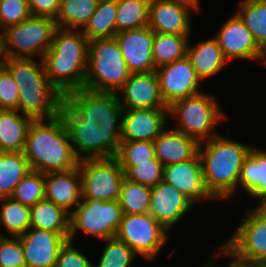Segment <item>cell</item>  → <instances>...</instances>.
<instances>
[{
  "label": "cell",
  "instance_id": "cell-1",
  "mask_svg": "<svg viewBox=\"0 0 266 267\" xmlns=\"http://www.w3.org/2000/svg\"><path fill=\"white\" fill-rule=\"evenodd\" d=\"M122 110L115 93L81 88L63 96L60 115L79 160L116 156L121 142Z\"/></svg>",
  "mask_w": 266,
  "mask_h": 267
},
{
  "label": "cell",
  "instance_id": "cell-2",
  "mask_svg": "<svg viewBox=\"0 0 266 267\" xmlns=\"http://www.w3.org/2000/svg\"><path fill=\"white\" fill-rule=\"evenodd\" d=\"M23 153L30 169L43 174L73 169L79 161L60 113L49 119H33Z\"/></svg>",
  "mask_w": 266,
  "mask_h": 267
},
{
  "label": "cell",
  "instance_id": "cell-3",
  "mask_svg": "<svg viewBox=\"0 0 266 267\" xmlns=\"http://www.w3.org/2000/svg\"><path fill=\"white\" fill-rule=\"evenodd\" d=\"M89 40L82 30L57 28L43 64L51 84L63 95L84 88Z\"/></svg>",
  "mask_w": 266,
  "mask_h": 267
},
{
  "label": "cell",
  "instance_id": "cell-4",
  "mask_svg": "<svg viewBox=\"0 0 266 267\" xmlns=\"http://www.w3.org/2000/svg\"><path fill=\"white\" fill-rule=\"evenodd\" d=\"M6 58L4 66L18 86V111L33 119H49L60 113L63 95L51 84L43 60Z\"/></svg>",
  "mask_w": 266,
  "mask_h": 267
},
{
  "label": "cell",
  "instance_id": "cell-5",
  "mask_svg": "<svg viewBox=\"0 0 266 267\" xmlns=\"http://www.w3.org/2000/svg\"><path fill=\"white\" fill-rule=\"evenodd\" d=\"M251 149L252 146L219 134L199 143L198 154L202 162L205 187L214 199L233 195L242 164Z\"/></svg>",
  "mask_w": 266,
  "mask_h": 267
},
{
  "label": "cell",
  "instance_id": "cell-6",
  "mask_svg": "<svg viewBox=\"0 0 266 267\" xmlns=\"http://www.w3.org/2000/svg\"><path fill=\"white\" fill-rule=\"evenodd\" d=\"M130 74L115 37L89 41L85 89L116 94Z\"/></svg>",
  "mask_w": 266,
  "mask_h": 267
},
{
  "label": "cell",
  "instance_id": "cell-7",
  "mask_svg": "<svg viewBox=\"0 0 266 267\" xmlns=\"http://www.w3.org/2000/svg\"><path fill=\"white\" fill-rule=\"evenodd\" d=\"M216 101L213 95L199 93L172 103L168 115L179 118L176 130L202 143L217 136L212 131L226 118Z\"/></svg>",
  "mask_w": 266,
  "mask_h": 267
},
{
  "label": "cell",
  "instance_id": "cell-8",
  "mask_svg": "<svg viewBox=\"0 0 266 267\" xmlns=\"http://www.w3.org/2000/svg\"><path fill=\"white\" fill-rule=\"evenodd\" d=\"M56 29L55 19L40 16H30L17 25L5 28L2 30L5 57L32 58V55H39L43 59L51 47Z\"/></svg>",
  "mask_w": 266,
  "mask_h": 267
},
{
  "label": "cell",
  "instance_id": "cell-9",
  "mask_svg": "<svg viewBox=\"0 0 266 267\" xmlns=\"http://www.w3.org/2000/svg\"><path fill=\"white\" fill-rule=\"evenodd\" d=\"M81 201L70 213L69 240L73 242L79 229L102 240L116 237L123 216L118 200L82 198Z\"/></svg>",
  "mask_w": 266,
  "mask_h": 267
},
{
  "label": "cell",
  "instance_id": "cell-10",
  "mask_svg": "<svg viewBox=\"0 0 266 267\" xmlns=\"http://www.w3.org/2000/svg\"><path fill=\"white\" fill-rule=\"evenodd\" d=\"M78 166L82 198L118 200L125 172L115 157L81 159Z\"/></svg>",
  "mask_w": 266,
  "mask_h": 267
},
{
  "label": "cell",
  "instance_id": "cell-11",
  "mask_svg": "<svg viewBox=\"0 0 266 267\" xmlns=\"http://www.w3.org/2000/svg\"><path fill=\"white\" fill-rule=\"evenodd\" d=\"M168 230L147 214H123L116 237L137 255L152 260L169 239Z\"/></svg>",
  "mask_w": 266,
  "mask_h": 267
},
{
  "label": "cell",
  "instance_id": "cell-12",
  "mask_svg": "<svg viewBox=\"0 0 266 267\" xmlns=\"http://www.w3.org/2000/svg\"><path fill=\"white\" fill-rule=\"evenodd\" d=\"M224 246L236 257L266 266V220L251 209Z\"/></svg>",
  "mask_w": 266,
  "mask_h": 267
},
{
  "label": "cell",
  "instance_id": "cell-13",
  "mask_svg": "<svg viewBox=\"0 0 266 267\" xmlns=\"http://www.w3.org/2000/svg\"><path fill=\"white\" fill-rule=\"evenodd\" d=\"M162 100L169 107L177 100L201 93V79L186 56L156 69Z\"/></svg>",
  "mask_w": 266,
  "mask_h": 267
},
{
  "label": "cell",
  "instance_id": "cell-14",
  "mask_svg": "<svg viewBox=\"0 0 266 267\" xmlns=\"http://www.w3.org/2000/svg\"><path fill=\"white\" fill-rule=\"evenodd\" d=\"M227 61L234 59H262L266 63V53L259 47L252 32L235 13L219 29L214 37Z\"/></svg>",
  "mask_w": 266,
  "mask_h": 267
},
{
  "label": "cell",
  "instance_id": "cell-15",
  "mask_svg": "<svg viewBox=\"0 0 266 267\" xmlns=\"http://www.w3.org/2000/svg\"><path fill=\"white\" fill-rule=\"evenodd\" d=\"M19 238L26 267H55L60 248L69 240V232L30 228Z\"/></svg>",
  "mask_w": 266,
  "mask_h": 267
},
{
  "label": "cell",
  "instance_id": "cell-16",
  "mask_svg": "<svg viewBox=\"0 0 266 267\" xmlns=\"http://www.w3.org/2000/svg\"><path fill=\"white\" fill-rule=\"evenodd\" d=\"M117 94L123 109L168 108L162 100L156 71L131 73Z\"/></svg>",
  "mask_w": 266,
  "mask_h": 267
},
{
  "label": "cell",
  "instance_id": "cell-17",
  "mask_svg": "<svg viewBox=\"0 0 266 267\" xmlns=\"http://www.w3.org/2000/svg\"><path fill=\"white\" fill-rule=\"evenodd\" d=\"M115 38L131 73L156 71L152 59L153 31L148 26L119 31Z\"/></svg>",
  "mask_w": 266,
  "mask_h": 267
},
{
  "label": "cell",
  "instance_id": "cell-18",
  "mask_svg": "<svg viewBox=\"0 0 266 267\" xmlns=\"http://www.w3.org/2000/svg\"><path fill=\"white\" fill-rule=\"evenodd\" d=\"M121 141L153 142L165 129L168 108L123 109Z\"/></svg>",
  "mask_w": 266,
  "mask_h": 267
},
{
  "label": "cell",
  "instance_id": "cell-19",
  "mask_svg": "<svg viewBox=\"0 0 266 267\" xmlns=\"http://www.w3.org/2000/svg\"><path fill=\"white\" fill-rule=\"evenodd\" d=\"M193 204L188 197L163 180L151 187L149 214L167 230L176 225Z\"/></svg>",
  "mask_w": 266,
  "mask_h": 267
},
{
  "label": "cell",
  "instance_id": "cell-20",
  "mask_svg": "<svg viewBox=\"0 0 266 267\" xmlns=\"http://www.w3.org/2000/svg\"><path fill=\"white\" fill-rule=\"evenodd\" d=\"M163 181L173 185L194 204L200 199H214L205 187L199 154L190 160L165 166Z\"/></svg>",
  "mask_w": 266,
  "mask_h": 267
},
{
  "label": "cell",
  "instance_id": "cell-21",
  "mask_svg": "<svg viewBox=\"0 0 266 267\" xmlns=\"http://www.w3.org/2000/svg\"><path fill=\"white\" fill-rule=\"evenodd\" d=\"M190 10L168 0H150L148 27L157 33L190 35Z\"/></svg>",
  "mask_w": 266,
  "mask_h": 267
},
{
  "label": "cell",
  "instance_id": "cell-22",
  "mask_svg": "<svg viewBox=\"0 0 266 267\" xmlns=\"http://www.w3.org/2000/svg\"><path fill=\"white\" fill-rule=\"evenodd\" d=\"M45 199L71 213L70 208H76L82 199L79 166L66 171L46 173Z\"/></svg>",
  "mask_w": 266,
  "mask_h": 267
},
{
  "label": "cell",
  "instance_id": "cell-23",
  "mask_svg": "<svg viewBox=\"0 0 266 267\" xmlns=\"http://www.w3.org/2000/svg\"><path fill=\"white\" fill-rule=\"evenodd\" d=\"M153 144L155 157L164 167L194 158L199 148V143L195 139L181 131L166 127Z\"/></svg>",
  "mask_w": 266,
  "mask_h": 267
},
{
  "label": "cell",
  "instance_id": "cell-24",
  "mask_svg": "<svg viewBox=\"0 0 266 267\" xmlns=\"http://www.w3.org/2000/svg\"><path fill=\"white\" fill-rule=\"evenodd\" d=\"M33 118L16 110H0V151L23 152Z\"/></svg>",
  "mask_w": 266,
  "mask_h": 267
},
{
  "label": "cell",
  "instance_id": "cell-25",
  "mask_svg": "<svg viewBox=\"0 0 266 267\" xmlns=\"http://www.w3.org/2000/svg\"><path fill=\"white\" fill-rule=\"evenodd\" d=\"M187 57L201 81L218 74L228 62L215 38L196 46H190L188 43Z\"/></svg>",
  "mask_w": 266,
  "mask_h": 267
},
{
  "label": "cell",
  "instance_id": "cell-26",
  "mask_svg": "<svg viewBox=\"0 0 266 267\" xmlns=\"http://www.w3.org/2000/svg\"><path fill=\"white\" fill-rule=\"evenodd\" d=\"M239 184L253 198L266 195V152L252 147L242 164Z\"/></svg>",
  "mask_w": 266,
  "mask_h": 267
},
{
  "label": "cell",
  "instance_id": "cell-27",
  "mask_svg": "<svg viewBox=\"0 0 266 267\" xmlns=\"http://www.w3.org/2000/svg\"><path fill=\"white\" fill-rule=\"evenodd\" d=\"M31 227L53 232H70V213L43 199L30 207Z\"/></svg>",
  "mask_w": 266,
  "mask_h": 267
},
{
  "label": "cell",
  "instance_id": "cell-28",
  "mask_svg": "<svg viewBox=\"0 0 266 267\" xmlns=\"http://www.w3.org/2000/svg\"><path fill=\"white\" fill-rule=\"evenodd\" d=\"M189 36L153 32L152 59L155 69L185 58Z\"/></svg>",
  "mask_w": 266,
  "mask_h": 267
},
{
  "label": "cell",
  "instance_id": "cell-29",
  "mask_svg": "<svg viewBox=\"0 0 266 267\" xmlns=\"http://www.w3.org/2000/svg\"><path fill=\"white\" fill-rule=\"evenodd\" d=\"M30 171L23 152L0 151V198L10 197L17 184Z\"/></svg>",
  "mask_w": 266,
  "mask_h": 267
},
{
  "label": "cell",
  "instance_id": "cell-30",
  "mask_svg": "<svg viewBox=\"0 0 266 267\" xmlns=\"http://www.w3.org/2000/svg\"><path fill=\"white\" fill-rule=\"evenodd\" d=\"M116 14V0H98L96 11L82 29L83 34L89 41L115 37L117 33Z\"/></svg>",
  "mask_w": 266,
  "mask_h": 267
},
{
  "label": "cell",
  "instance_id": "cell-31",
  "mask_svg": "<svg viewBox=\"0 0 266 267\" xmlns=\"http://www.w3.org/2000/svg\"><path fill=\"white\" fill-rule=\"evenodd\" d=\"M97 2L98 0H61L59 12L55 19L57 28L84 29L96 11Z\"/></svg>",
  "mask_w": 266,
  "mask_h": 267
},
{
  "label": "cell",
  "instance_id": "cell-32",
  "mask_svg": "<svg viewBox=\"0 0 266 267\" xmlns=\"http://www.w3.org/2000/svg\"><path fill=\"white\" fill-rule=\"evenodd\" d=\"M116 32L148 26L150 0H116Z\"/></svg>",
  "mask_w": 266,
  "mask_h": 267
},
{
  "label": "cell",
  "instance_id": "cell-33",
  "mask_svg": "<svg viewBox=\"0 0 266 267\" xmlns=\"http://www.w3.org/2000/svg\"><path fill=\"white\" fill-rule=\"evenodd\" d=\"M237 15L252 32L259 47L266 53V0H245Z\"/></svg>",
  "mask_w": 266,
  "mask_h": 267
},
{
  "label": "cell",
  "instance_id": "cell-34",
  "mask_svg": "<svg viewBox=\"0 0 266 267\" xmlns=\"http://www.w3.org/2000/svg\"><path fill=\"white\" fill-rule=\"evenodd\" d=\"M2 201V202H1ZM0 228L2 224L12 236H20L31 227L30 207L10 197L0 198ZM1 233V232H0ZM1 235V234H0Z\"/></svg>",
  "mask_w": 266,
  "mask_h": 267
},
{
  "label": "cell",
  "instance_id": "cell-35",
  "mask_svg": "<svg viewBox=\"0 0 266 267\" xmlns=\"http://www.w3.org/2000/svg\"><path fill=\"white\" fill-rule=\"evenodd\" d=\"M151 187L130 181L122 182L118 202L123 214H147L150 209Z\"/></svg>",
  "mask_w": 266,
  "mask_h": 267
},
{
  "label": "cell",
  "instance_id": "cell-36",
  "mask_svg": "<svg viewBox=\"0 0 266 267\" xmlns=\"http://www.w3.org/2000/svg\"><path fill=\"white\" fill-rule=\"evenodd\" d=\"M10 198L29 207L45 199V174L31 170L17 184Z\"/></svg>",
  "mask_w": 266,
  "mask_h": 267
},
{
  "label": "cell",
  "instance_id": "cell-37",
  "mask_svg": "<svg viewBox=\"0 0 266 267\" xmlns=\"http://www.w3.org/2000/svg\"><path fill=\"white\" fill-rule=\"evenodd\" d=\"M125 177L141 185L154 187L163 180L164 166L154 156L149 161L136 162V166H120Z\"/></svg>",
  "mask_w": 266,
  "mask_h": 267
},
{
  "label": "cell",
  "instance_id": "cell-38",
  "mask_svg": "<svg viewBox=\"0 0 266 267\" xmlns=\"http://www.w3.org/2000/svg\"><path fill=\"white\" fill-rule=\"evenodd\" d=\"M105 242L107 244L96 267H130L135 262L137 254L125 242L117 237Z\"/></svg>",
  "mask_w": 266,
  "mask_h": 267
},
{
  "label": "cell",
  "instance_id": "cell-39",
  "mask_svg": "<svg viewBox=\"0 0 266 267\" xmlns=\"http://www.w3.org/2000/svg\"><path fill=\"white\" fill-rule=\"evenodd\" d=\"M154 156L151 141H121L115 158L120 166H136V162L149 161Z\"/></svg>",
  "mask_w": 266,
  "mask_h": 267
},
{
  "label": "cell",
  "instance_id": "cell-40",
  "mask_svg": "<svg viewBox=\"0 0 266 267\" xmlns=\"http://www.w3.org/2000/svg\"><path fill=\"white\" fill-rule=\"evenodd\" d=\"M0 267H26L19 236L8 238L0 235Z\"/></svg>",
  "mask_w": 266,
  "mask_h": 267
},
{
  "label": "cell",
  "instance_id": "cell-41",
  "mask_svg": "<svg viewBox=\"0 0 266 267\" xmlns=\"http://www.w3.org/2000/svg\"><path fill=\"white\" fill-rule=\"evenodd\" d=\"M30 16L28 0H0V28L17 25Z\"/></svg>",
  "mask_w": 266,
  "mask_h": 267
},
{
  "label": "cell",
  "instance_id": "cell-42",
  "mask_svg": "<svg viewBox=\"0 0 266 267\" xmlns=\"http://www.w3.org/2000/svg\"><path fill=\"white\" fill-rule=\"evenodd\" d=\"M0 110L18 111V86L5 66L0 67Z\"/></svg>",
  "mask_w": 266,
  "mask_h": 267
},
{
  "label": "cell",
  "instance_id": "cell-43",
  "mask_svg": "<svg viewBox=\"0 0 266 267\" xmlns=\"http://www.w3.org/2000/svg\"><path fill=\"white\" fill-rule=\"evenodd\" d=\"M55 267H93V264L67 240L58 252Z\"/></svg>",
  "mask_w": 266,
  "mask_h": 267
},
{
  "label": "cell",
  "instance_id": "cell-44",
  "mask_svg": "<svg viewBox=\"0 0 266 267\" xmlns=\"http://www.w3.org/2000/svg\"><path fill=\"white\" fill-rule=\"evenodd\" d=\"M61 0H28L31 16L56 19Z\"/></svg>",
  "mask_w": 266,
  "mask_h": 267
},
{
  "label": "cell",
  "instance_id": "cell-45",
  "mask_svg": "<svg viewBox=\"0 0 266 267\" xmlns=\"http://www.w3.org/2000/svg\"><path fill=\"white\" fill-rule=\"evenodd\" d=\"M221 250L219 251L218 255H228L231 259H233L232 262L229 263L226 267H266L264 265L258 264L256 262H250L242 260L238 257H236L234 254H232L225 246H221ZM203 267H218L214 265L213 261H209L208 264H206Z\"/></svg>",
  "mask_w": 266,
  "mask_h": 267
},
{
  "label": "cell",
  "instance_id": "cell-46",
  "mask_svg": "<svg viewBox=\"0 0 266 267\" xmlns=\"http://www.w3.org/2000/svg\"><path fill=\"white\" fill-rule=\"evenodd\" d=\"M171 1L173 3H176L180 6H183L185 8H187L188 10H192L194 9L195 11L199 12L200 10V1L199 0H168Z\"/></svg>",
  "mask_w": 266,
  "mask_h": 267
},
{
  "label": "cell",
  "instance_id": "cell-47",
  "mask_svg": "<svg viewBox=\"0 0 266 267\" xmlns=\"http://www.w3.org/2000/svg\"><path fill=\"white\" fill-rule=\"evenodd\" d=\"M255 198H259L260 205H257L258 207H256V209H251L257 216L263 218L266 220V195H260L258 197Z\"/></svg>",
  "mask_w": 266,
  "mask_h": 267
},
{
  "label": "cell",
  "instance_id": "cell-48",
  "mask_svg": "<svg viewBox=\"0 0 266 267\" xmlns=\"http://www.w3.org/2000/svg\"><path fill=\"white\" fill-rule=\"evenodd\" d=\"M6 57L3 49L2 33L0 34V67L4 66Z\"/></svg>",
  "mask_w": 266,
  "mask_h": 267
}]
</instances>
